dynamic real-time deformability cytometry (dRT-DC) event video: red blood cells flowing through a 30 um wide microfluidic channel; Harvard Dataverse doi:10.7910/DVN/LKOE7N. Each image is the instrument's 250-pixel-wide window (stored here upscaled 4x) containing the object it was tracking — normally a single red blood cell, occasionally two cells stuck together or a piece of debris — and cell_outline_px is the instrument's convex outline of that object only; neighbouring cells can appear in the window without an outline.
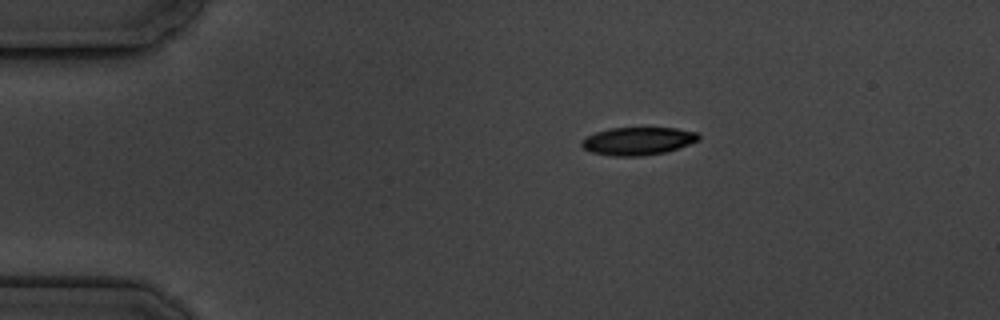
{"species": "common noctule bat (a hibernating species)", "species_latin": "Nyctalus noctula", "temperature_condition": "cold", "stored_images_in_passage": 6, "camera_frame_rate_fps": 3000, "um_per_image_px": 0.085, "animal": {"sex": "male", "body_mass_g": 19.5, "forearm_length_mm": 54.6}, "frame": {"image": 1, "passage_image": 6, "time_ms": 7.0, "image_size_px": [1000, 320], "cell_outline_px": [[700, 140], [664, 152], [640, 156], [612, 156], [592, 152], [584, 148], [580, 144], [580, 140], [596, 132], [608, 128], [676, 128], [696, 132], [700, 136]], "centroid_in_image_um": [54.2, 11.98], "position_along_channel_um": 30.8, "area_um2": 18.84}}